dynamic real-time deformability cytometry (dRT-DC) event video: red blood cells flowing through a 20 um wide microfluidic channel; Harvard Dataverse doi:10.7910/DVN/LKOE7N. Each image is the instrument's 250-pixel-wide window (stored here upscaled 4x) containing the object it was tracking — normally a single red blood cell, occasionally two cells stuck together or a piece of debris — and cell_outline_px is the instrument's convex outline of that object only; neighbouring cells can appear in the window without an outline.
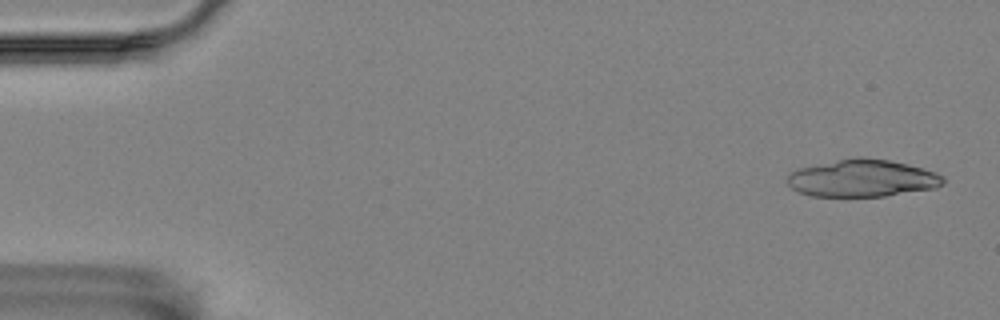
{"species": "Egyptian fruit bat (a non-hibernating species)", "species_latin": "Rousettus aegyptiacus", "temperature_condition": "room temperature", "stored_images_in_passage": 55, "segment_of_instrument_passage": [1, 2], "camera_frame_rate_fps": 3000, "um_per_image_px": 0.085, "animal": {"sex": "female"}, "frame": {"image": 1, "passage_image": 1, "time_ms": 0.0, "image_size_px": [1000, 320], "cell_outline_px": [[944, 184], [936, 188], [884, 196], [808, 196], [792, 188], [788, 184], [788, 176], [796, 168], [856, 156], [860, 156], [888, 160], [908, 164], [936, 172], [944, 176]], "centroid_in_image_um": [73.31, 15.14], "position_along_channel_um": 11.7, "area_um2": 33.99}}